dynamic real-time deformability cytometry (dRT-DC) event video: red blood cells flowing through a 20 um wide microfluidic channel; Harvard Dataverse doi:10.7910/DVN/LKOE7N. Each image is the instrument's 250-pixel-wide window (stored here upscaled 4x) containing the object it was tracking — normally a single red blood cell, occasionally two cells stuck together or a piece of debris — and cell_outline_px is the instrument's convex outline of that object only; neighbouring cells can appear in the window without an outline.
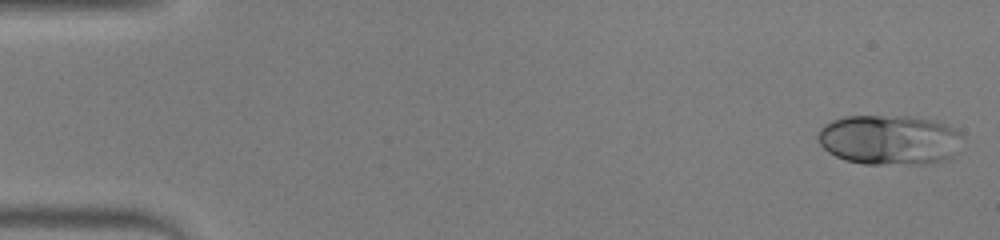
{"species": "human", "species_latin": "Homo sapiens", "temperature_condition": "warm", "stored_images_in_passage": 47, "camera_frame_rate_fps": 3000, "um_per_image_px": 0.085, "donor": {"sex": "male"}, "frame": {"image": 1, "passage_image": 1, "time_ms": 0.0, "image_size_px": [1000, 240], "cell_outline_px": [[960, 136], [956, 152], [952, 156], [944, 160], [924, 164], [864, 164], [844, 160], [828, 152], [820, 144], [816, 136], [820, 128], [824, 124], [832, 120], [844, 116], [912, 116], [936, 120], [948, 124], [960, 132]], "centroid_in_image_um": [75.57, 11.87], "position_along_channel_um": 9.4, "area_um2": 42.43}}
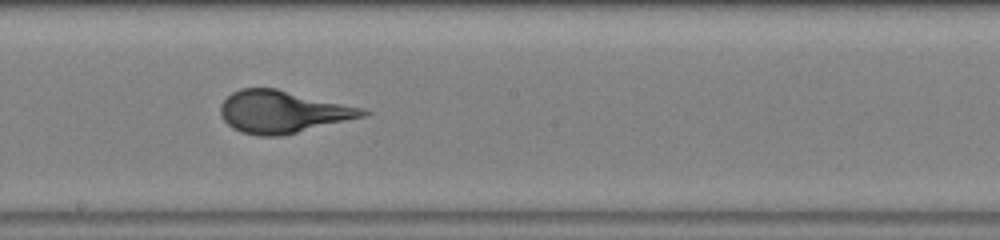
{"frame": {"image": 2, "passage_image": 26, "time_ms": 8.333, "image_size_px": [1000, 240], "cell_outline_px": [[372, 112], [364, 116], [280, 136], [260, 136], [240, 132], [232, 128], [220, 116], [220, 104], [232, 92], [240, 88], [276, 88], [364, 108]], "centroid_in_image_um": [23.99, 9.49], "position_along_channel_um": 224.2, "area_um2": 34.91}}
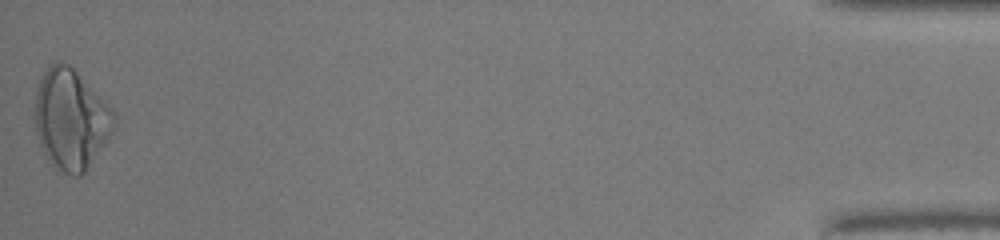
{"frame": {"image": 3, "passage_image": 47, "time_ms": 15.333, "image_size_px": [1000, 240], "cell_outline_px": [[116, 128], [84, 172], [80, 176], [72, 176], [56, 172], [44, 152], [40, 144], [36, 132], [36, 92], [40, 80], [48, 64], [56, 60], [68, 64], [104, 100], [116, 116]], "centroid_in_image_um": [6.02, 10.17], "position_along_channel_um": 429.2, "area_um2": 46.01}}